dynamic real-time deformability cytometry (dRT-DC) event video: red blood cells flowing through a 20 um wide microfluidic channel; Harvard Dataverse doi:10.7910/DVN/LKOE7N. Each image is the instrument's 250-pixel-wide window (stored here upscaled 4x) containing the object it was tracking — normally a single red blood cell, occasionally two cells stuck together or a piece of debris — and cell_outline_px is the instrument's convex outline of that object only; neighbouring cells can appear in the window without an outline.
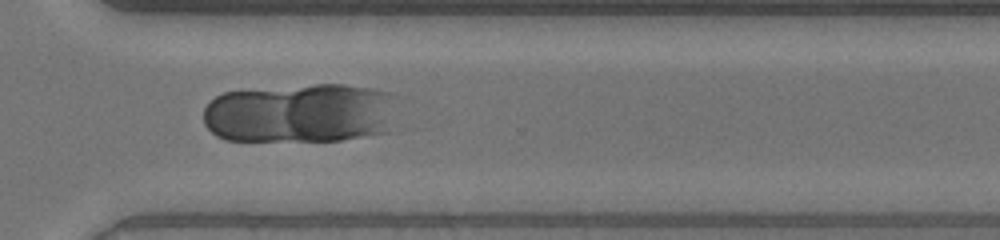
{"species": "human", "species_latin": "Homo sapiens", "temperature_condition": "warm", "stored_images_in_passage": 54, "camera_frame_rate_fps": 3000, "um_per_image_px": 0.085, "donor": {"sex": "male"}, "frame": {"image": 1, "passage_image": 39, "time_ms": 12.667, "image_size_px": [1000, 240], "cell_outline_px": [[392, 96], [388, 132], [340, 140], [224, 140], [216, 136], [204, 124], [204, 108], [216, 96], [224, 92], [316, 84], [344, 84], [376, 88], [388, 92]], "centroid_in_image_um": [25.47, 9.61], "position_along_channel_um": 345.1, "area_um2": 66.87}}
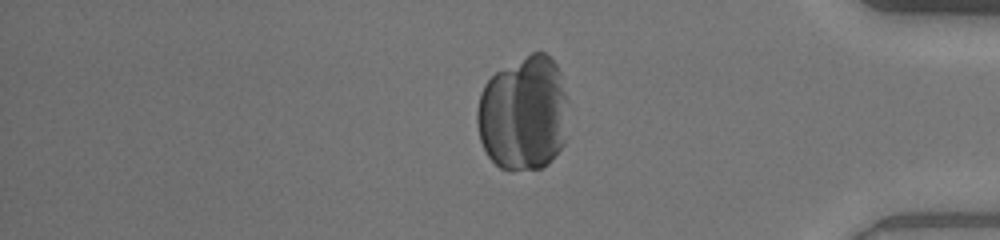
{"frame": {"image": 2, "passage_image": 45, "time_ms": 14.667, "image_size_px": [1000, 240], "cell_outline_px": [[564, 144], [552, 160], [548, 164], [540, 168], [512, 172], [508, 172], [500, 168], [488, 156], [480, 140], [476, 124], [476, 112], [480, 92], [484, 84], [496, 72], [532, 52], [544, 52], [556, 64], [560, 72], [564, 92]], "centroid_in_image_um": [44.43, 9.69], "position_along_channel_um": 390.8, "area_um2": 60.81}}